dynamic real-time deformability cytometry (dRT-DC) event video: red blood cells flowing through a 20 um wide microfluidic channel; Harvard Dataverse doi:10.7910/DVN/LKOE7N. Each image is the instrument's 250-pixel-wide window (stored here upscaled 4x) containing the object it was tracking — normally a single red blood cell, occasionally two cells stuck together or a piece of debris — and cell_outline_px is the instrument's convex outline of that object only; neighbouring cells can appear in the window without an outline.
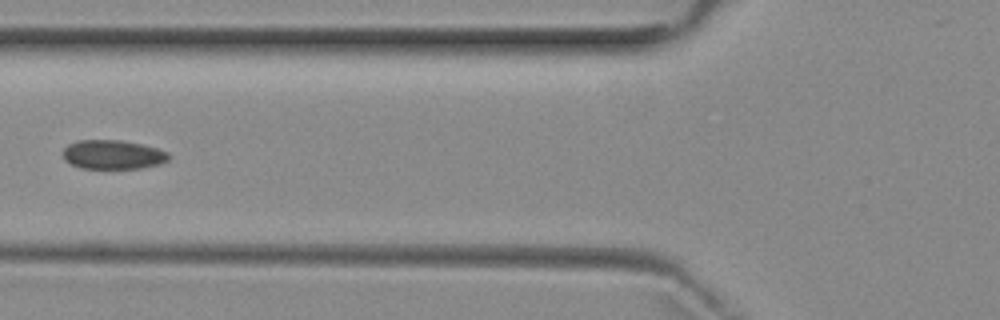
{"species": "common noctule bat (a hibernating species)", "species_latin": "Nyctalus noctula", "temperature_condition": "room temperature", "stored_images_in_passage": 3, "camera_frame_rate_fps": 3000, "um_per_image_px": 0.085, "animal": {"sex": "female", "body_mass_g": 29.2, "forearm_length_mm": 56.3}, "frame": {"image": 1, "passage_image": 2, "time_ms": 1.333, "image_size_px": [1000, 320], "cell_outline_px": [[172, 156], [168, 160], [160, 164], [140, 168], [80, 168], [64, 160], [64, 148], [68, 144], [80, 140], [120, 140], [140, 144], [156, 148], [168, 152]], "centroid_in_image_um": [9.61, 13.14], "position_along_channel_um": 116.2, "area_um2": 17.86}}
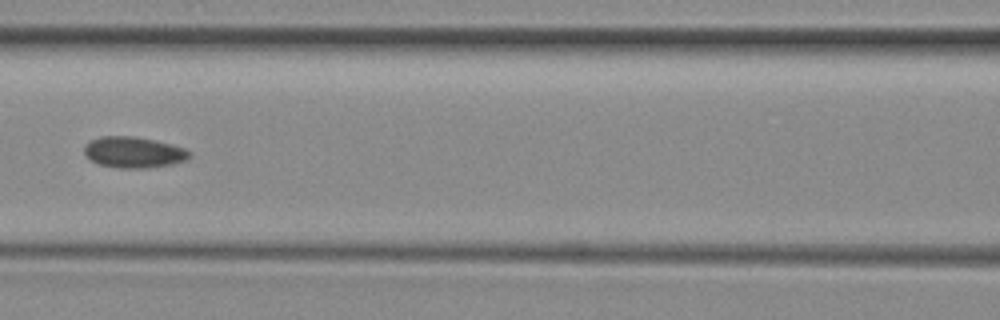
{"frame": {"image": 2, "passage_image": 3, "time_ms": 2.333, "image_size_px": [1000, 320], "cell_outline_px": [[192, 156], [184, 160], [172, 164], [148, 168], [120, 168], [100, 164], [92, 160], [84, 152], [84, 144], [100, 136], [132, 136], [152, 140], [184, 148], [192, 152]], "centroid_in_image_um": [11.36, 12.95], "position_along_channel_um": 155.2, "area_um2": 18.79}}